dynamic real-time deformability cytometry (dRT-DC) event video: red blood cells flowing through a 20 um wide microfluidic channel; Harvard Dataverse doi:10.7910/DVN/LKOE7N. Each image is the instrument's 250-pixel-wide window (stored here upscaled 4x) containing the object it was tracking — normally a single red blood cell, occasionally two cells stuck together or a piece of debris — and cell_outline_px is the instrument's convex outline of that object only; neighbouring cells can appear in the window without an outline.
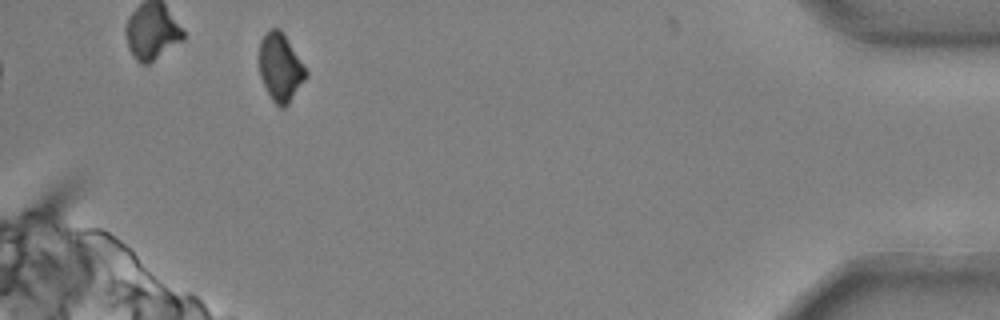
{"species": "common noctule bat (a hibernating species)", "species_latin": "Nyctalus noctula", "temperature_condition": "cold", "stored_images_in_passage": 50, "camera_frame_rate_fps": 3000, "um_per_image_px": 0.085, "animal": {"sex": "male", "body_mass_g": 20.4}, "frame": {"image": 1, "passage_image": 50, "time_ms": 16.333, "image_size_px": [1000, 320], "cell_outline_px": [[308, 76], [288, 104], [284, 108], [280, 108], [272, 100], [260, 76], [260, 40], [264, 32], [268, 28], [280, 28], [284, 32], [308, 72]], "centroid_in_image_um": [23.84, 5.69], "position_along_channel_um": 411.4, "area_um2": 18.61}}